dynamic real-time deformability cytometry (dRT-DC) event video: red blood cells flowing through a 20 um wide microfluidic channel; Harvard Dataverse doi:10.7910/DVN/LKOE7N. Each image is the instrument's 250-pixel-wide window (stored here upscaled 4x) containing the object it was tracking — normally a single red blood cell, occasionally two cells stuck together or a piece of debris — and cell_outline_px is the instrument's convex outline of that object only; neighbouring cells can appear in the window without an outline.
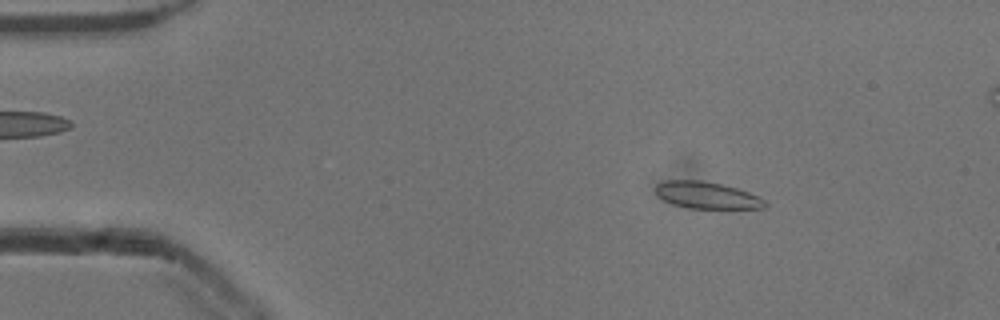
{"species": "common noctule bat (a hibernating species)", "species_latin": "Nyctalus noctula", "temperature_condition": "cold", "stored_images_in_passage": 51, "segment_of_instrument_passage": [1, 2], "camera_frame_rate_fps": 3000, "um_per_image_px": 0.085, "animal": {"sex": "male", "body_mass_g": 13.3}, "frame": {"image": 1, "passage_image": 5, "time_ms": 1.333, "image_size_px": [1000, 320], "cell_outline_px": [[768, 204], [764, 208], [688, 208], [672, 204], [664, 200], [656, 192], [656, 184], [668, 180], [700, 180], [720, 184], [736, 188], [748, 192], [764, 200]], "centroid_in_image_um": [60.07, 16.6], "position_along_channel_um": 24.9, "area_um2": 16.82}}
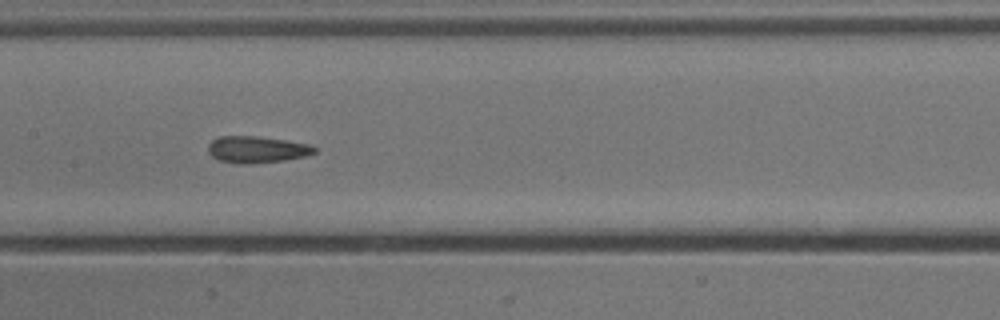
{"frame": {"image": 2, "passage_image": 23, "time_ms": 7.333, "image_size_px": [1000, 320], "cell_outline_px": [[316, 152], [304, 156], [284, 160], [252, 164], [240, 164], [220, 160], [212, 156], [208, 152], [208, 144], [212, 140], [220, 136], [256, 136], [288, 140], [312, 144], [316, 148]], "centroid_in_image_um": [21.85, 12.7], "position_along_channel_um": 185.6, "area_um2": 16.65}}
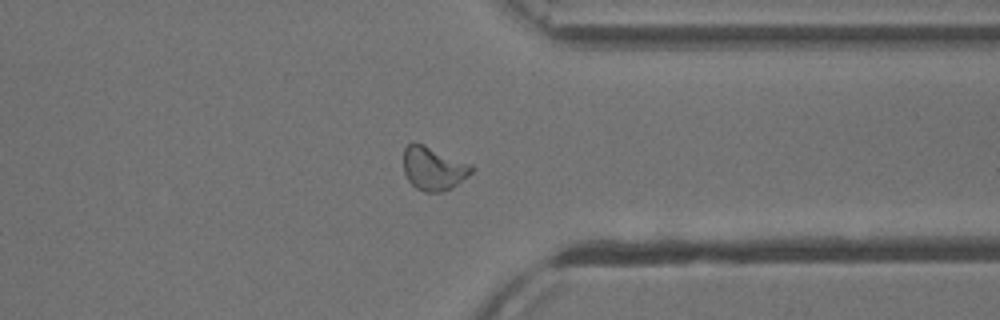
{"frame": {"image": 3, "passage_image": 38, "time_ms": 12.333, "image_size_px": [1000, 320], "cell_outline_px": [[476, 168], [472, 172], [452, 188], [440, 192], [424, 192], [416, 188], [408, 180], [404, 172], [404, 148], [408, 144], [424, 144], [472, 164]], "centroid_in_image_um": [36.86, 14.32], "position_along_channel_um": 374.5, "area_um2": 17.22}}